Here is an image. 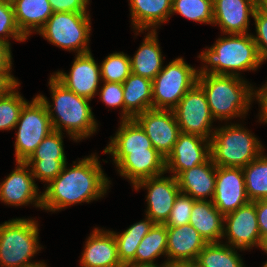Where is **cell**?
Returning <instances> with one entry per match:
<instances>
[{
  "label": "cell",
  "mask_w": 267,
  "mask_h": 267,
  "mask_svg": "<svg viewBox=\"0 0 267 267\" xmlns=\"http://www.w3.org/2000/svg\"><path fill=\"white\" fill-rule=\"evenodd\" d=\"M67 169L52 180L42 193V209L52 212L77 203H89L106 194L110 181L104 175L98 157L92 154Z\"/></svg>",
  "instance_id": "obj_1"
},
{
  "label": "cell",
  "mask_w": 267,
  "mask_h": 267,
  "mask_svg": "<svg viewBox=\"0 0 267 267\" xmlns=\"http://www.w3.org/2000/svg\"><path fill=\"white\" fill-rule=\"evenodd\" d=\"M49 86L54 101L52 105L45 96L41 94L37 96L47 108L53 130L63 133L62 130L65 128L71 139L75 141L94 134L98 124L89 106L91 100L67 89L53 75L50 77ZM52 106H54L53 109Z\"/></svg>",
  "instance_id": "obj_2"
},
{
  "label": "cell",
  "mask_w": 267,
  "mask_h": 267,
  "mask_svg": "<svg viewBox=\"0 0 267 267\" xmlns=\"http://www.w3.org/2000/svg\"><path fill=\"white\" fill-rule=\"evenodd\" d=\"M230 35V36H229ZM203 66L198 75L215 74L240 76L238 71L256 70L261 65L257 46L252 34H228L220 37L213 46L199 54ZM205 67V68H204Z\"/></svg>",
  "instance_id": "obj_3"
},
{
  "label": "cell",
  "mask_w": 267,
  "mask_h": 267,
  "mask_svg": "<svg viewBox=\"0 0 267 267\" xmlns=\"http://www.w3.org/2000/svg\"><path fill=\"white\" fill-rule=\"evenodd\" d=\"M197 84L206 94L214 120L227 121L249 111L254 89L241 77L215 74L198 75Z\"/></svg>",
  "instance_id": "obj_4"
},
{
  "label": "cell",
  "mask_w": 267,
  "mask_h": 267,
  "mask_svg": "<svg viewBox=\"0 0 267 267\" xmlns=\"http://www.w3.org/2000/svg\"><path fill=\"white\" fill-rule=\"evenodd\" d=\"M38 231L33 219L16 218L0 224V267H47L43 262H30L42 248Z\"/></svg>",
  "instance_id": "obj_5"
},
{
  "label": "cell",
  "mask_w": 267,
  "mask_h": 267,
  "mask_svg": "<svg viewBox=\"0 0 267 267\" xmlns=\"http://www.w3.org/2000/svg\"><path fill=\"white\" fill-rule=\"evenodd\" d=\"M213 131L210 154L218 167L243 168L264 151L260 141L240 124L225 125Z\"/></svg>",
  "instance_id": "obj_6"
},
{
  "label": "cell",
  "mask_w": 267,
  "mask_h": 267,
  "mask_svg": "<svg viewBox=\"0 0 267 267\" xmlns=\"http://www.w3.org/2000/svg\"><path fill=\"white\" fill-rule=\"evenodd\" d=\"M91 22L88 13L54 12L38 32L50 43L77 54L89 53Z\"/></svg>",
  "instance_id": "obj_7"
},
{
  "label": "cell",
  "mask_w": 267,
  "mask_h": 267,
  "mask_svg": "<svg viewBox=\"0 0 267 267\" xmlns=\"http://www.w3.org/2000/svg\"><path fill=\"white\" fill-rule=\"evenodd\" d=\"M198 70L182 57L169 62L152 80L153 109L173 110L197 83Z\"/></svg>",
  "instance_id": "obj_8"
},
{
  "label": "cell",
  "mask_w": 267,
  "mask_h": 267,
  "mask_svg": "<svg viewBox=\"0 0 267 267\" xmlns=\"http://www.w3.org/2000/svg\"><path fill=\"white\" fill-rule=\"evenodd\" d=\"M16 127V162H26L40 142L54 131L47 108L38 96L24 104L15 129Z\"/></svg>",
  "instance_id": "obj_9"
},
{
  "label": "cell",
  "mask_w": 267,
  "mask_h": 267,
  "mask_svg": "<svg viewBox=\"0 0 267 267\" xmlns=\"http://www.w3.org/2000/svg\"><path fill=\"white\" fill-rule=\"evenodd\" d=\"M173 112L182 133L212 138L214 132L210 127L214 118L206 94L197 83L181 98Z\"/></svg>",
  "instance_id": "obj_10"
},
{
  "label": "cell",
  "mask_w": 267,
  "mask_h": 267,
  "mask_svg": "<svg viewBox=\"0 0 267 267\" xmlns=\"http://www.w3.org/2000/svg\"><path fill=\"white\" fill-rule=\"evenodd\" d=\"M134 120L145 131L154 149L166 159L181 133L173 110L148 109Z\"/></svg>",
  "instance_id": "obj_11"
},
{
  "label": "cell",
  "mask_w": 267,
  "mask_h": 267,
  "mask_svg": "<svg viewBox=\"0 0 267 267\" xmlns=\"http://www.w3.org/2000/svg\"><path fill=\"white\" fill-rule=\"evenodd\" d=\"M62 136L61 132L52 131L40 142L34 153L26 161L34 179L38 178L40 181L50 183L67 164Z\"/></svg>",
  "instance_id": "obj_12"
},
{
  "label": "cell",
  "mask_w": 267,
  "mask_h": 267,
  "mask_svg": "<svg viewBox=\"0 0 267 267\" xmlns=\"http://www.w3.org/2000/svg\"><path fill=\"white\" fill-rule=\"evenodd\" d=\"M224 222L223 238L227 236L229 246L240 250L259 247L261 235L254 202L224 215Z\"/></svg>",
  "instance_id": "obj_13"
},
{
  "label": "cell",
  "mask_w": 267,
  "mask_h": 267,
  "mask_svg": "<svg viewBox=\"0 0 267 267\" xmlns=\"http://www.w3.org/2000/svg\"><path fill=\"white\" fill-rule=\"evenodd\" d=\"M146 187L148 204L146 215L157 224H164L173 208L174 201L180 193L177 178L164 177L162 175L144 179L138 182L134 188L139 190Z\"/></svg>",
  "instance_id": "obj_14"
},
{
  "label": "cell",
  "mask_w": 267,
  "mask_h": 267,
  "mask_svg": "<svg viewBox=\"0 0 267 267\" xmlns=\"http://www.w3.org/2000/svg\"><path fill=\"white\" fill-rule=\"evenodd\" d=\"M215 185L212 202L223 215L236 211L250 201L242 168L216 166Z\"/></svg>",
  "instance_id": "obj_15"
},
{
  "label": "cell",
  "mask_w": 267,
  "mask_h": 267,
  "mask_svg": "<svg viewBox=\"0 0 267 267\" xmlns=\"http://www.w3.org/2000/svg\"><path fill=\"white\" fill-rule=\"evenodd\" d=\"M53 76L67 89L78 96L91 100L98 89L101 80L100 65H98L91 52L76 54L69 74L58 71Z\"/></svg>",
  "instance_id": "obj_16"
},
{
  "label": "cell",
  "mask_w": 267,
  "mask_h": 267,
  "mask_svg": "<svg viewBox=\"0 0 267 267\" xmlns=\"http://www.w3.org/2000/svg\"><path fill=\"white\" fill-rule=\"evenodd\" d=\"M210 157L209 139L181 132L166 158V172L177 178L183 171L206 162Z\"/></svg>",
  "instance_id": "obj_17"
},
{
  "label": "cell",
  "mask_w": 267,
  "mask_h": 267,
  "mask_svg": "<svg viewBox=\"0 0 267 267\" xmlns=\"http://www.w3.org/2000/svg\"><path fill=\"white\" fill-rule=\"evenodd\" d=\"M16 163L17 167L0 184V200L11 206L28 205L34 202V206L41 208L42 194L38 193L39 189L35 184L30 166L26 162Z\"/></svg>",
  "instance_id": "obj_18"
},
{
  "label": "cell",
  "mask_w": 267,
  "mask_h": 267,
  "mask_svg": "<svg viewBox=\"0 0 267 267\" xmlns=\"http://www.w3.org/2000/svg\"><path fill=\"white\" fill-rule=\"evenodd\" d=\"M206 244L207 242L191 224L167 228V260L165 264H194Z\"/></svg>",
  "instance_id": "obj_19"
},
{
  "label": "cell",
  "mask_w": 267,
  "mask_h": 267,
  "mask_svg": "<svg viewBox=\"0 0 267 267\" xmlns=\"http://www.w3.org/2000/svg\"><path fill=\"white\" fill-rule=\"evenodd\" d=\"M255 10L256 0H213V25H220L225 35L247 34Z\"/></svg>",
  "instance_id": "obj_20"
},
{
  "label": "cell",
  "mask_w": 267,
  "mask_h": 267,
  "mask_svg": "<svg viewBox=\"0 0 267 267\" xmlns=\"http://www.w3.org/2000/svg\"><path fill=\"white\" fill-rule=\"evenodd\" d=\"M121 176L129 179L133 187L140 181L166 173V159L156 149L131 152L117 165Z\"/></svg>",
  "instance_id": "obj_21"
},
{
  "label": "cell",
  "mask_w": 267,
  "mask_h": 267,
  "mask_svg": "<svg viewBox=\"0 0 267 267\" xmlns=\"http://www.w3.org/2000/svg\"><path fill=\"white\" fill-rule=\"evenodd\" d=\"M80 264L88 267H123L113 231L95 228L85 242Z\"/></svg>",
  "instance_id": "obj_22"
},
{
  "label": "cell",
  "mask_w": 267,
  "mask_h": 267,
  "mask_svg": "<svg viewBox=\"0 0 267 267\" xmlns=\"http://www.w3.org/2000/svg\"><path fill=\"white\" fill-rule=\"evenodd\" d=\"M110 139L104 153L111 154L116 165L131 152L154 149L149 137L134 119L122 120L116 135Z\"/></svg>",
  "instance_id": "obj_23"
},
{
  "label": "cell",
  "mask_w": 267,
  "mask_h": 267,
  "mask_svg": "<svg viewBox=\"0 0 267 267\" xmlns=\"http://www.w3.org/2000/svg\"><path fill=\"white\" fill-rule=\"evenodd\" d=\"M180 192L195 200L212 201L215 193L216 165L211 157L204 163L183 171L177 177Z\"/></svg>",
  "instance_id": "obj_24"
},
{
  "label": "cell",
  "mask_w": 267,
  "mask_h": 267,
  "mask_svg": "<svg viewBox=\"0 0 267 267\" xmlns=\"http://www.w3.org/2000/svg\"><path fill=\"white\" fill-rule=\"evenodd\" d=\"M189 224L207 243H219L224 233V215L210 200H195Z\"/></svg>",
  "instance_id": "obj_25"
},
{
  "label": "cell",
  "mask_w": 267,
  "mask_h": 267,
  "mask_svg": "<svg viewBox=\"0 0 267 267\" xmlns=\"http://www.w3.org/2000/svg\"><path fill=\"white\" fill-rule=\"evenodd\" d=\"M132 25L137 32L152 28L156 31L158 25L169 21L172 15L173 0H129ZM155 28V29H154Z\"/></svg>",
  "instance_id": "obj_26"
},
{
  "label": "cell",
  "mask_w": 267,
  "mask_h": 267,
  "mask_svg": "<svg viewBox=\"0 0 267 267\" xmlns=\"http://www.w3.org/2000/svg\"><path fill=\"white\" fill-rule=\"evenodd\" d=\"M122 85L125 120L153 108L152 80L131 73Z\"/></svg>",
  "instance_id": "obj_27"
},
{
  "label": "cell",
  "mask_w": 267,
  "mask_h": 267,
  "mask_svg": "<svg viewBox=\"0 0 267 267\" xmlns=\"http://www.w3.org/2000/svg\"><path fill=\"white\" fill-rule=\"evenodd\" d=\"M16 23L27 38L39 32L54 13L48 0H11Z\"/></svg>",
  "instance_id": "obj_28"
},
{
  "label": "cell",
  "mask_w": 267,
  "mask_h": 267,
  "mask_svg": "<svg viewBox=\"0 0 267 267\" xmlns=\"http://www.w3.org/2000/svg\"><path fill=\"white\" fill-rule=\"evenodd\" d=\"M157 32L150 30L131 60V72L153 80L163 68V59L157 41Z\"/></svg>",
  "instance_id": "obj_29"
},
{
  "label": "cell",
  "mask_w": 267,
  "mask_h": 267,
  "mask_svg": "<svg viewBox=\"0 0 267 267\" xmlns=\"http://www.w3.org/2000/svg\"><path fill=\"white\" fill-rule=\"evenodd\" d=\"M154 224L146 215L144 220L134 223L121 234L113 231L118 257L123 265L127 263L136 264V249Z\"/></svg>",
  "instance_id": "obj_30"
},
{
  "label": "cell",
  "mask_w": 267,
  "mask_h": 267,
  "mask_svg": "<svg viewBox=\"0 0 267 267\" xmlns=\"http://www.w3.org/2000/svg\"><path fill=\"white\" fill-rule=\"evenodd\" d=\"M237 250L228 244L207 243L199 253L196 267H243V261Z\"/></svg>",
  "instance_id": "obj_31"
},
{
  "label": "cell",
  "mask_w": 267,
  "mask_h": 267,
  "mask_svg": "<svg viewBox=\"0 0 267 267\" xmlns=\"http://www.w3.org/2000/svg\"><path fill=\"white\" fill-rule=\"evenodd\" d=\"M242 169L248 199L252 202L267 200V156L262 152Z\"/></svg>",
  "instance_id": "obj_32"
},
{
  "label": "cell",
  "mask_w": 267,
  "mask_h": 267,
  "mask_svg": "<svg viewBox=\"0 0 267 267\" xmlns=\"http://www.w3.org/2000/svg\"><path fill=\"white\" fill-rule=\"evenodd\" d=\"M167 227L155 223L136 249V264L152 265L160 255H166Z\"/></svg>",
  "instance_id": "obj_33"
},
{
  "label": "cell",
  "mask_w": 267,
  "mask_h": 267,
  "mask_svg": "<svg viewBox=\"0 0 267 267\" xmlns=\"http://www.w3.org/2000/svg\"><path fill=\"white\" fill-rule=\"evenodd\" d=\"M171 13L195 22L213 24V0H173Z\"/></svg>",
  "instance_id": "obj_34"
},
{
  "label": "cell",
  "mask_w": 267,
  "mask_h": 267,
  "mask_svg": "<svg viewBox=\"0 0 267 267\" xmlns=\"http://www.w3.org/2000/svg\"><path fill=\"white\" fill-rule=\"evenodd\" d=\"M130 58L123 52L108 55L100 66L103 82L123 83L132 73Z\"/></svg>",
  "instance_id": "obj_35"
},
{
  "label": "cell",
  "mask_w": 267,
  "mask_h": 267,
  "mask_svg": "<svg viewBox=\"0 0 267 267\" xmlns=\"http://www.w3.org/2000/svg\"><path fill=\"white\" fill-rule=\"evenodd\" d=\"M19 85L20 83L6 96L0 97V130L15 129L20 111L27 102L18 91L16 92Z\"/></svg>",
  "instance_id": "obj_36"
},
{
  "label": "cell",
  "mask_w": 267,
  "mask_h": 267,
  "mask_svg": "<svg viewBox=\"0 0 267 267\" xmlns=\"http://www.w3.org/2000/svg\"><path fill=\"white\" fill-rule=\"evenodd\" d=\"M8 37L20 42L27 40L18 28L11 0H0V40L10 45Z\"/></svg>",
  "instance_id": "obj_37"
},
{
  "label": "cell",
  "mask_w": 267,
  "mask_h": 267,
  "mask_svg": "<svg viewBox=\"0 0 267 267\" xmlns=\"http://www.w3.org/2000/svg\"><path fill=\"white\" fill-rule=\"evenodd\" d=\"M194 201L192 197L180 192L164 225L167 228H175L189 224Z\"/></svg>",
  "instance_id": "obj_38"
},
{
  "label": "cell",
  "mask_w": 267,
  "mask_h": 267,
  "mask_svg": "<svg viewBox=\"0 0 267 267\" xmlns=\"http://www.w3.org/2000/svg\"><path fill=\"white\" fill-rule=\"evenodd\" d=\"M100 98L110 107H121V119L125 120V105L123 99V85L122 83L104 82L100 90Z\"/></svg>",
  "instance_id": "obj_39"
},
{
  "label": "cell",
  "mask_w": 267,
  "mask_h": 267,
  "mask_svg": "<svg viewBox=\"0 0 267 267\" xmlns=\"http://www.w3.org/2000/svg\"><path fill=\"white\" fill-rule=\"evenodd\" d=\"M256 35H252L256 43L261 64L267 59V16L255 10Z\"/></svg>",
  "instance_id": "obj_40"
},
{
  "label": "cell",
  "mask_w": 267,
  "mask_h": 267,
  "mask_svg": "<svg viewBox=\"0 0 267 267\" xmlns=\"http://www.w3.org/2000/svg\"><path fill=\"white\" fill-rule=\"evenodd\" d=\"M53 12L87 13L90 0H48Z\"/></svg>",
  "instance_id": "obj_41"
},
{
  "label": "cell",
  "mask_w": 267,
  "mask_h": 267,
  "mask_svg": "<svg viewBox=\"0 0 267 267\" xmlns=\"http://www.w3.org/2000/svg\"><path fill=\"white\" fill-rule=\"evenodd\" d=\"M261 237L267 234V200L254 201Z\"/></svg>",
  "instance_id": "obj_42"
},
{
  "label": "cell",
  "mask_w": 267,
  "mask_h": 267,
  "mask_svg": "<svg viewBox=\"0 0 267 267\" xmlns=\"http://www.w3.org/2000/svg\"><path fill=\"white\" fill-rule=\"evenodd\" d=\"M10 45L0 40V72H10L12 69V54Z\"/></svg>",
  "instance_id": "obj_43"
},
{
  "label": "cell",
  "mask_w": 267,
  "mask_h": 267,
  "mask_svg": "<svg viewBox=\"0 0 267 267\" xmlns=\"http://www.w3.org/2000/svg\"><path fill=\"white\" fill-rule=\"evenodd\" d=\"M252 97H256V100H258L259 104L261 105L259 120L267 123V82L259 90H252Z\"/></svg>",
  "instance_id": "obj_44"
},
{
  "label": "cell",
  "mask_w": 267,
  "mask_h": 267,
  "mask_svg": "<svg viewBox=\"0 0 267 267\" xmlns=\"http://www.w3.org/2000/svg\"><path fill=\"white\" fill-rule=\"evenodd\" d=\"M18 84L11 72H0V97L6 96Z\"/></svg>",
  "instance_id": "obj_45"
},
{
  "label": "cell",
  "mask_w": 267,
  "mask_h": 267,
  "mask_svg": "<svg viewBox=\"0 0 267 267\" xmlns=\"http://www.w3.org/2000/svg\"><path fill=\"white\" fill-rule=\"evenodd\" d=\"M256 10L267 16V0H256Z\"/></svg>",
  "instance_id": "obj_46"
},
{
  "label": "cell",
  "mask_w": 267,
  "mask_h": 267,
  "mask_svg": "<svg viewBox=\"0 0 267 267\" xmlns=\"http://www.w3.org/2000/svg\"><path fill=\"white\" fill-rule=\"evenodd\" d=\"M168 265L163 263L162 265L158 266L157 264L152 265H143V264H134V263H127L124 264L123 267H167Z\"/></svg>",
  "instance_id": "obj_47"
},
{
  "label": "cell",
  "mask_w": 267,
  "mask_h": 267,
  "mask_svg": "<svg viewBox=\"0 0 267 267\" xmlns=\"http://www.w3.org/2000/svg\"><path fill=\"white\" fill-rule=\"evenodd\" d=\"M259 247L267 253V234L261 237Z\"/></svg>",
  "instance_id": "obj_48"
},
{
  "label": "cell",
  "mask_w": 267,
  "mask_h": 267,
  "mask_svg": "<svg viewBox=\"0 0 267 267\" xmlns=\"http://www.w3.org/2000/svg\"><path fill=\"white\" fill-rule=\"evenodd\" d=\"M167 267H185V265H168Z\"/></svg>",
  "instance_id": "obj_49"
},
{
  "label": "cell",
  "mask_w": 267,
  "mask_h": 267,
  "mask_svg": "<svg viewBox=\"0 0 267 267\" xmlns=\"http://www.w3.org/2000/svg\"><path fill=\"white\" fill-rule=\"evenodd\" d=\"M185 267H196L194 264L185 265Z\"/></svg>",
  "instance_id": "obj_50"
},
{
  "label": "cell",
  "mask_w": 267,
  "mask_h": 267,
  "mask_svg": "<svg viewBox=\"0 0 267 267\" xmlns=\"http://www.w3.org/2000/svg\"><path fill=\"white\" fill-rule=\"evenodd\" d=\"M262 267H267V261H266V263Z\"/></svg>",
  "instance_id": "obj_51"
}]
</instances>
